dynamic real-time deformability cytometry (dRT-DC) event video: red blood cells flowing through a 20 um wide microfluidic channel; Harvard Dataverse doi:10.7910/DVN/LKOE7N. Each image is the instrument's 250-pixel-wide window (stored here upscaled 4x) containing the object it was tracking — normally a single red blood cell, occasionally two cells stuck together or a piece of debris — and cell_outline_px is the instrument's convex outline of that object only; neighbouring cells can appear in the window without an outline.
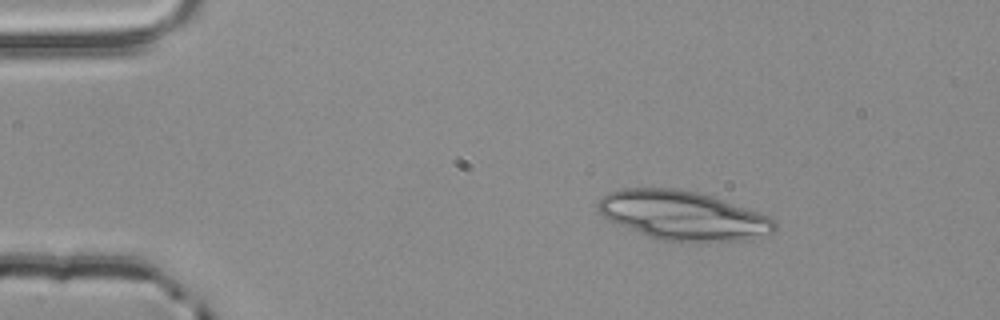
{"species": "common noctule bat (a hibernating species)", "species_latin": "Nyctalus noctula", "temperature_condition": "room temperature", "stored_images_in_passage": 53, "camera_frame_rate_fps": 3000, "um_per_image_px": 0.085, "animal": {"sex": "male", "body_mass_g": 20.4}, "frame": {"image": 1, "passage_image": 8, "time_ms": 2.333, "image_size_px": [1000, 320], "cell_outline_px": [[776, 228], [772, 232], [748, 240], [660, 240], [648, 236], [620, 224], [596, 212], [596, 204], [608, 192], [620, 188], [676, 188], [696, 192], [712, 196], [768, 216], [776, 220]], "centroid_in_image_um": [58.02, 18.29], "position_along_channel_um": 27.0, "area_um2": 49.59}}